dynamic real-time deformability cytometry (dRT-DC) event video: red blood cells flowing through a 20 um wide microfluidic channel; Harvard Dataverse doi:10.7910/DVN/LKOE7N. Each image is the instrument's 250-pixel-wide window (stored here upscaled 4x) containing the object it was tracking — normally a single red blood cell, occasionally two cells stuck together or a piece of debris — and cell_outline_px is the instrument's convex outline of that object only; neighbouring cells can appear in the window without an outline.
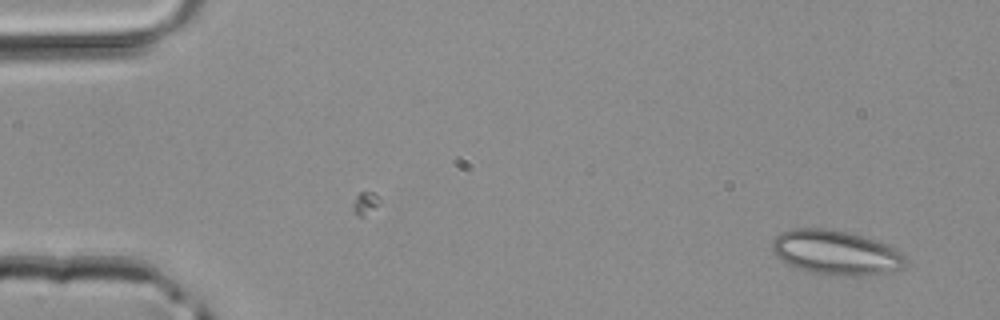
{"species": "common noctule bat (a hibernating species)", "species_latin": "Nyctalus noctula", "temperature_condition": "room temperature", "stored_images_in_passage": 43, "camera_frame_rate_fps": 3000, "um_per_image_px": 0.085, "animal": {"sex": "male", "body_mass_g": 20.4}, "frame": {"image": 1, "passage_image": 1, "time_ms": 0.0, "image_size_px": [1000, 320], "cell_outline_px": [[908, 260], [904, 268], [868, 276], [836, 276], [812, 272], [800, 268], [780, 260], [776, 256], [772, 248], [772, 244], [776, 236], [792, 228], [824, 228], [848, 232], [888, 244], [904, 252]], "centroid_in_image_um": [71.13, 21.48], "position_along_channel_um": 13.9, "area_um2": 34.8}}
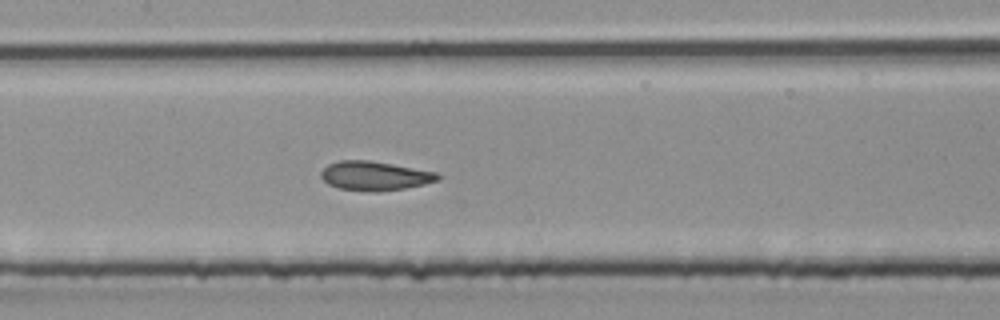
{"frame": {"image": 2, "passage_image": 20, "time_ms": 6.333, "image_size_px": [1000, 320], "cell_outline_px": [[440, 180], [424, 184], [404, 188], [380, 192], [368, 192], [336, 188], [328, 184], [320, 176], [320, 172], [328, 164], [340, 160], [368, 160], [392, 164], [436, 172], [440, 176]], "centroid_in_image_um": [31.82, 14.96], "position_along_channel_um": 175.6, "area_um2": 19.94}}
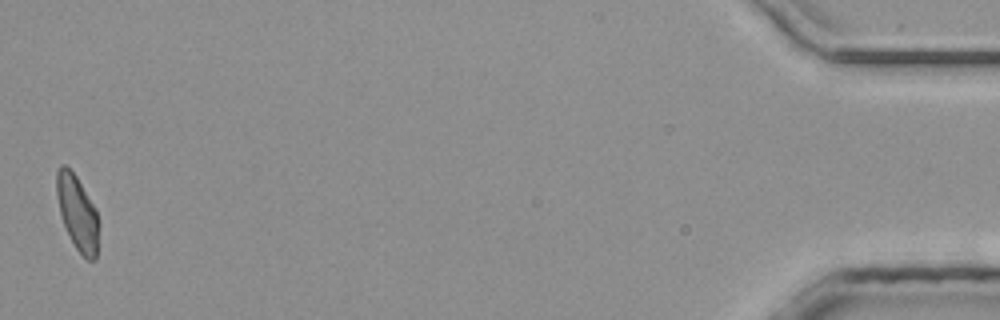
{"frame": {"image": 3, "passage_image": 43, "time_ms": 14.0, "image_size_px": [1000, 320], "cell_outline_px": [[96, 260], [88, 260], [76, 248], [64, 224], [60, 212], [56, 192], [56, 168], [60, 164], [64, 164], [76, 176], [96, 208]], "centroid_in_image_um": [6.53, 18.01], "position_along_channel_um": 428.7, "area_um2": 17.63}}